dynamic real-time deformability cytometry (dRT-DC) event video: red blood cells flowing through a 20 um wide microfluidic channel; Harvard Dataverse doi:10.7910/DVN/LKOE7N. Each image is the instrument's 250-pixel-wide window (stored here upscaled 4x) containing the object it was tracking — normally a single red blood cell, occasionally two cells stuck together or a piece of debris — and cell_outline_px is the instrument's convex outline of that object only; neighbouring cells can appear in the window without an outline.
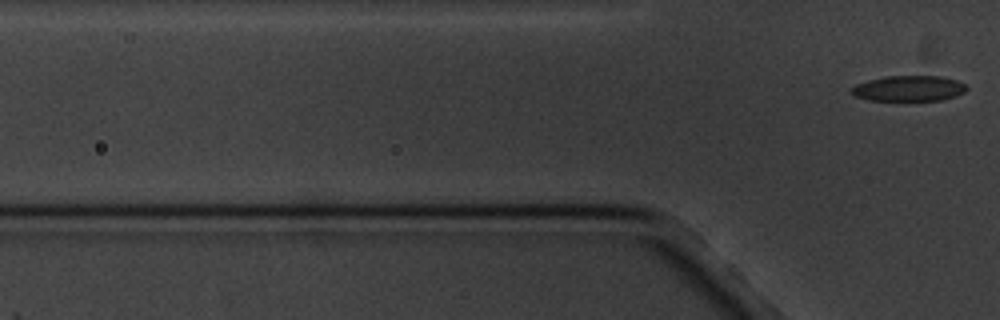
{"species": "common noctule bat (a hibernating species)", "species_latin": "Nyctalus noctula", "temperature_condition": "cold", "stored_images_in_passage": 5, "camera_frame_rate_fps": 3000, "um_per_image_px": 0.085, "animal": {"sex": "male", "body_mass_g": 20.1, "forearm_length_mm": 53.5}, "frame": {"image": 1, "passage_image": 5, "time_ms": 6.333, "image_size_px": [1000, 320], "cell_outline_px": [[968, 88], [964, 92], [956, 96], [940, 100], [904, 104], [868, 100], [852, 96], [852, 88], [856, 84], [868, 80], [888, 76], [944, 76], [956, 80], [964, 84]], "centroid_in_image_um": [77.23, 7.58], "position_along_channel_um": 48.6, "area_um2": 18.15}}